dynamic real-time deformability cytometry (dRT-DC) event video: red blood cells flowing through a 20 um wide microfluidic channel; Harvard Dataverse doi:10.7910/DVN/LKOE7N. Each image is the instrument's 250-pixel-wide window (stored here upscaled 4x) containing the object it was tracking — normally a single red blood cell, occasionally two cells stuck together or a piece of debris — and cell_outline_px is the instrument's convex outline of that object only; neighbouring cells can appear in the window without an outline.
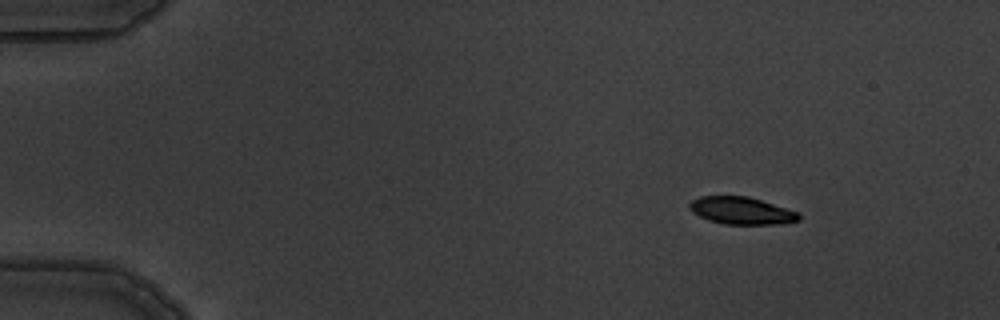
{"species": "common noctule bat (a hibernating species)", "species_latin": "Nyctalus noctula", "temperature_condition": "warm", "stored_images_in_passage": 6, "segment_of_instrument_passage": [1, 2], "camera_frame_rate_fps": 3000, "um_per_image_px": 0.085, "animal": {"sex": "male", "body_mass_g": 19.5, "forearm_length_mm": 54.6}, "frame": {"image": 1, "passage_image": 2, "time_ms": 2.0, "image_size_px": [1000, 320], "cell_outline_px": [[800, 220], [780, 224], [724, 224], [708, 220], [692, 212], [688, 208], [688, 204], [692, 200], [700, 196], [748, 196], [796, 212], [800, 216]], "centroid_in_image_um": [62.96, 17.91], "position_along_channel_um": 22.0, "area_um2": 17.22}}
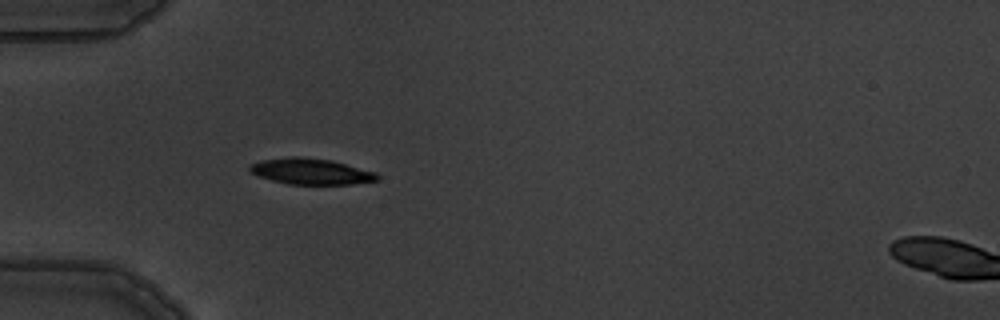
{"frame": {"image": 2, "passage_image": 5, "time_ms": 5.333, "image_size_px": [1000, 320], "cell_outline_px": [[380, 180], [352, 184], [288, 184], [272, 180], [260, 176], [252, 172], [248, 168], [252, 164], [260, 160], [292, 156], [300, 156], [332, 160], [376, 172], [380, 176]], "centroid_in_image_um": [26.48, 14.56], "position_along_channel_um": 58.5, "area_um2": 19.31}}